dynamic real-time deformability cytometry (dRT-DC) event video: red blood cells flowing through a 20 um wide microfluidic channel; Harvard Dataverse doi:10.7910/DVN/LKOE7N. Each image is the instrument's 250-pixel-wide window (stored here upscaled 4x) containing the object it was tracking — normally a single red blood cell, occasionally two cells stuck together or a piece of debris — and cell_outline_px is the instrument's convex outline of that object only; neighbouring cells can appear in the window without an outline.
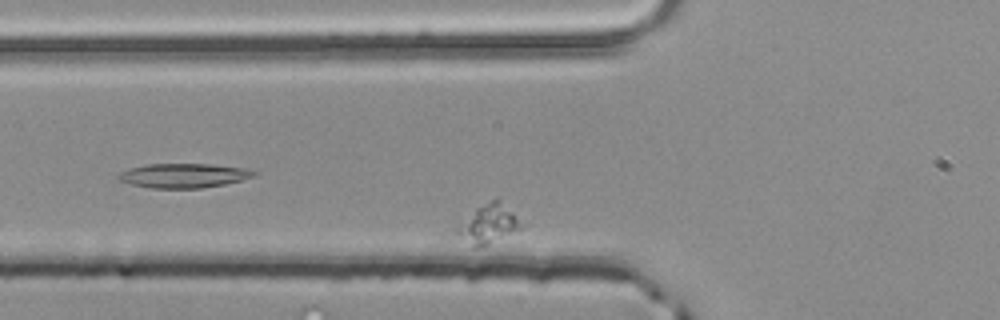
{"species": "common noctule bat (a hibernating species)", "species_latin": "Nyctalus noctula", "temperature_condition": "room temperature", "stored_images_in_passage": 39, "camera_frame_rate_fps": 3000, "um_per_image_px": 0.085, "animal": {"sex": "male", "body_mass_g": 20.4}, "frame": {"image": 1, "passage_image": 11, "time_ms": 3.333, "image_size_px": [1000, 320], "cell_outline_px": [[520, 228], [484, 248], [472, 248], [448, 240], [444, 236], [444, 232], [476, 208], [492, 200], [500, 200], [512, 212], [520, 224]], "centroid_in_image_um": [41.12, 19.19], "position_along_channel_um": 84.7, "area_um2": 16.13}}
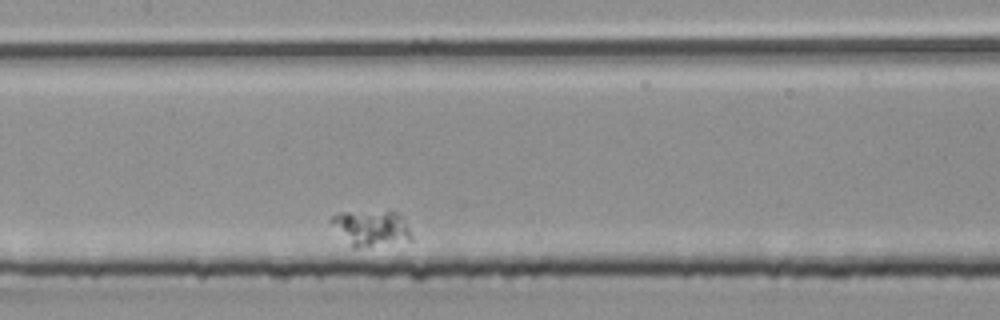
{"frame": {"image": 2, "passage_image": 20, "time_ms": 6.333, "image_size_px": [1000, 320], "cell_outline_px": [[412, 240], [356, 248], [352, 248], [328, 220], [336, 212], [392, 208], [400, 216], [408, 228], [412, 236]], "centroid_in_image_um": [31.51, 19.32], "position_along_channel_um": 175.9, "area_um2": 17.22}}
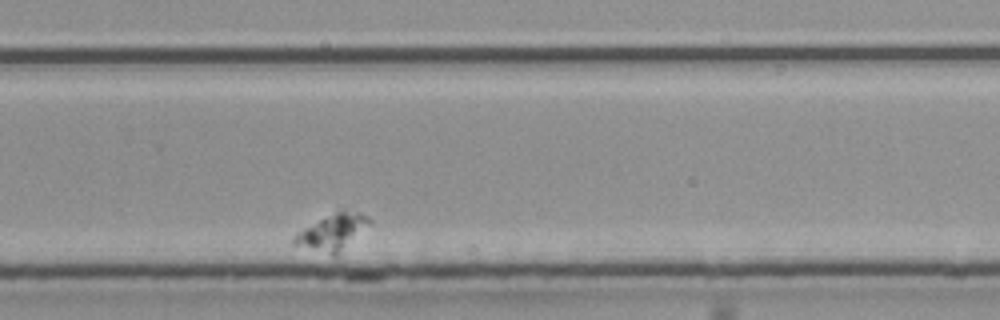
{"frame": {"image": 3, "passage_image": 32, "time_ms": 10.333, "image_size_px": [1000, 320], "cell_outline_px": [[372, 224], [336, 252], [328, 252], [292, 244], [292, 236], [296, 232], [340, 208], [344, 208], [360, 212], [368, 216], [372, 220]], "centroid_in_image_um": [28.27, 19.61], "position_along_channel_um": 301.5, "area_um2": 15.32}}